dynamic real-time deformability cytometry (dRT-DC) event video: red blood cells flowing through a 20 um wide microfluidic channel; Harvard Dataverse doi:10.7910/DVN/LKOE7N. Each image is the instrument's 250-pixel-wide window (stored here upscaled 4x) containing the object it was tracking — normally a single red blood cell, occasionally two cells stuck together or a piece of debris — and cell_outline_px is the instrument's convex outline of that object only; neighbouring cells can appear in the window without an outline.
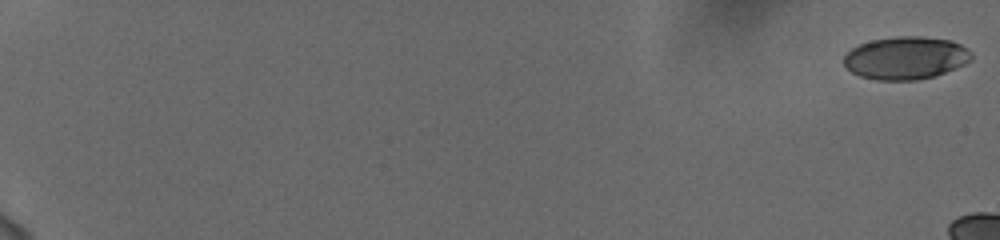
{"species": "human", "species_latin": "Homo sapiens", "temperature_condition": "cold", "stored_images_in_passage": 13, "camera_frame_rate_fps": 3000, "um_per_image_px": 0.085, "donor": {"sex": "female"}, "frame": {"image": 1, "passage_image": 1, "time_ms": 0.0, "image_size_px": [1000, 240], "cell_outline_px": [[972, 60], [956, 68], [936, 76], [916, 80], [876, 80], [860, 76], [852, 72], [844, 64], [844, 56], [852, 48], [860, 44], [872, 40], [896, 36], [920, 36], [952, 40], [960, 44], [972, 52]], "centroid_in_image_um": [77.01, 4.92], "position_along_channel_um": 8.0, "area_um2": 31.91}}